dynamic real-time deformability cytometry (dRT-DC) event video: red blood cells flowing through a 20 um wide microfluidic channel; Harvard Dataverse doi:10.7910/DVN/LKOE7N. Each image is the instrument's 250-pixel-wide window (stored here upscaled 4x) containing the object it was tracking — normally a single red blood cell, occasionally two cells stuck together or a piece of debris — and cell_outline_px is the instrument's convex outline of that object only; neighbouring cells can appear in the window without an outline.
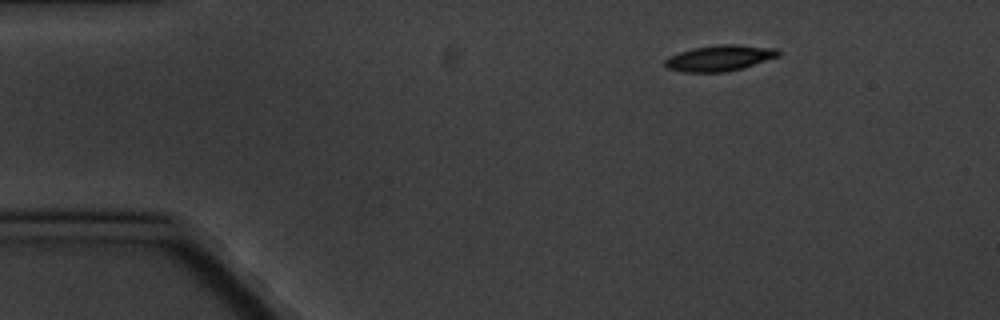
{"species": "common noctule bat (a hibernating species)", "species_latin": "Nyctalus noctula", "temperature_condition": "cold", "stored_images_in_passage": 6, "camera_frame_rate_fps": 3000, "um_per_image_px": 0.085, "animal": {"sex": "male", "body_mass_g": 20.1, "forearm_length_mm": 53.5}, "frame": {"image": 1, "passage_image": 1, "time_ms": 0.0, "image_size_px": [1000, 320], "cell_outline_px": [[780, 56], [744, 68], [724, 72], [684, 72], [668, 68], [664, 64], [664, 60], [668, 56], [692, 48], [716, 44], [736, 44], [776, 48], [780, 52]], "centroid_in_image_um": [61.18, 4.93], "position_along_channel_um": 23.8, "area_um2": 17.28}}
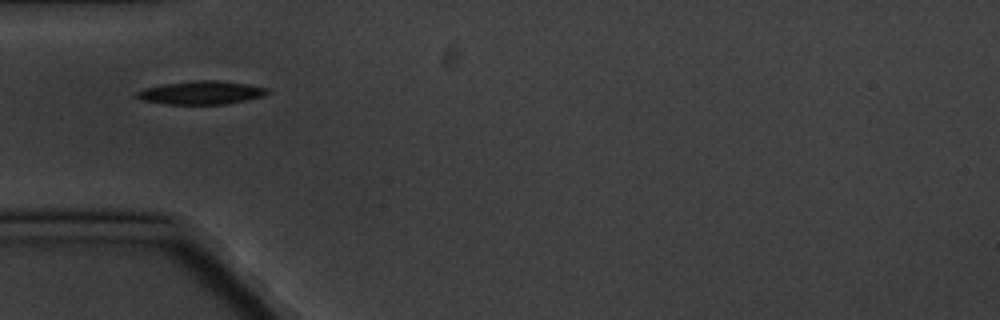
{"frame": {"image": 2, "passage_image": 3, "time_ms": 3.333, "image_size_px": [1000, 320], "cell_outline_px": [[272, 92], [264, 96], [224, 104], [168, 104], [140, 100], [136, 96], [136, 92], [144, 88], [164, 84], [196, 80], [216, 80], [248, 84], [268, 88]], "centroid_in_image_um": [17.13, 7.87], "position_along_channel_um": 67.9, "area_um2": 17.74}}